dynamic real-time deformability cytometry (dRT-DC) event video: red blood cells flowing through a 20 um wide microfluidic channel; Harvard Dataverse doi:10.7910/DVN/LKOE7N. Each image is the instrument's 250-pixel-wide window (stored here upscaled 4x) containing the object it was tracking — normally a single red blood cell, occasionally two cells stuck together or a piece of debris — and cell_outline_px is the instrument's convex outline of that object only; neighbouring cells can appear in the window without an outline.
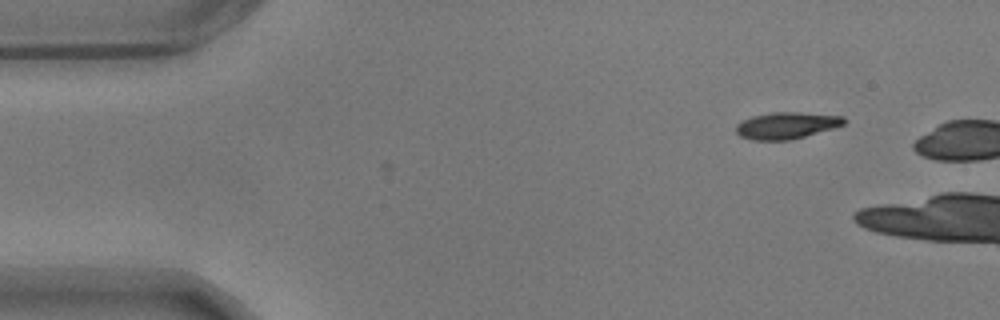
{"species": "common noctule bat (a hibernating species)", "species_latin": "Nyctalus noctula", "temperature_condition": "warm", "stored_images_in_passage": 4, "camera_frame_rate_fps": 3000, "um_per_image_px": 0.085, "animal": {"sex": "male", "body_mass_g": 17.9}, "frame": {"image": 1, "passage_image": 1, "time_ms": 0.0, "image_size_px": [1000, 320], "cell_outline_px": [[848, 120], [844, 124], [836, 128], [792, 140], [752, 140], [740, 136], [736, 132], [736, 124], [752, 116], [772, 112], [796, 112], [844, 116]], "centroid_in_image_um": [66.9, 10.67], "position_along_channel_um": 18.1, "area_um2": 16.99}}